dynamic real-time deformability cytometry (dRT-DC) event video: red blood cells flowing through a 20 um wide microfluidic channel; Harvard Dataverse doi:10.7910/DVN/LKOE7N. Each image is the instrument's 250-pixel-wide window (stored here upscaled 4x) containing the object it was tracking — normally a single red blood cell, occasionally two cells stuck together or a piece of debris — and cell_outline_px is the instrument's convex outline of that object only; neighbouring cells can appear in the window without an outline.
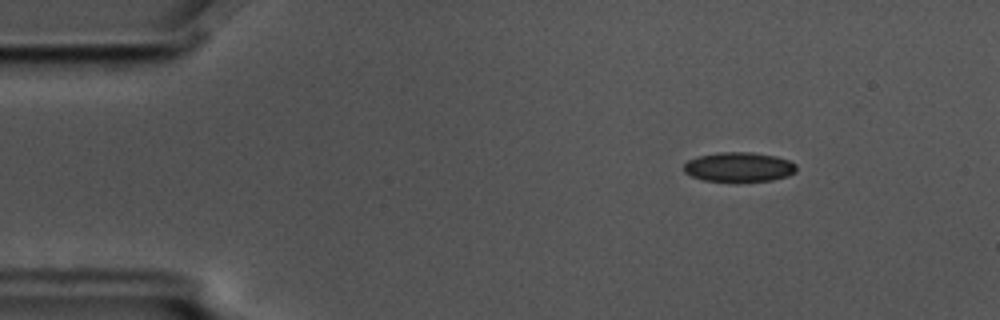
{"species": "common noctule bat (a hibernating species)", "species_latin": "Nyctalus noctula", "temperature_condition": "cold", "stored_images_in_passage": 7, "camera_frame_rate_fps": 3000, "um_per_image_px": 0.085, "animal": {"sex": "male", "body_mass_g": 17.5, "forearm_length_mm": 52.3}, "frame": {"image": 1, "passage_image": 1, "time_ms": 0.0, "image_size_px": [1000, 320], "cell_outline_px": [[796, 172], [788, 176], [772, 180], [704, 180], [692, 176], [684, 172], [684, 164], [688, 160], [696, 156], [720, 152], [752, 152], [776, 156], [788, 160], [796, 164]], "centroid_in_image_um": [62.81, 14.17], "position_along_channel_um": 22.2, "area_um2": 19.13}}
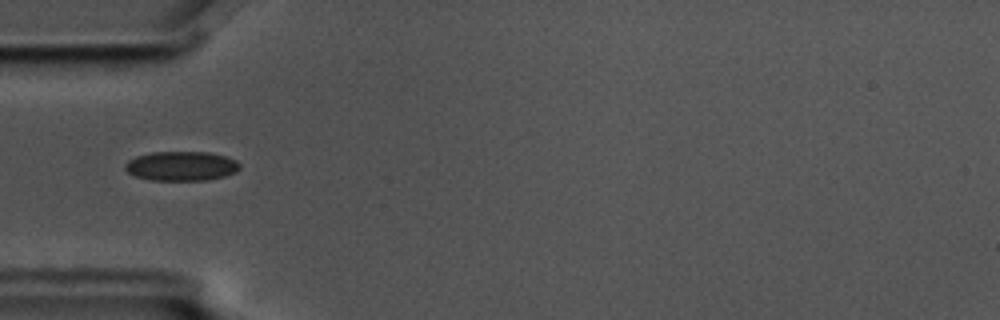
{"frame": {"image": 2, "passage_image": 4, "time_ms": 1.0, "image_size_px": [1000, 320], "cell_outline_px": [[240, 168], [236, 172], [224, 176], [208, 180], [152, 180], [136, 176], [128, 172], [124, 168], [124, 164], [128, 160], [136, 156], [152, 152], [208, 152], [228, 156], [236, 160], [240, 164]], "centroid_in_image_um": [15.43, 14.11], "position_along_channel_um": 69.6, "area_um2": 19.77}}